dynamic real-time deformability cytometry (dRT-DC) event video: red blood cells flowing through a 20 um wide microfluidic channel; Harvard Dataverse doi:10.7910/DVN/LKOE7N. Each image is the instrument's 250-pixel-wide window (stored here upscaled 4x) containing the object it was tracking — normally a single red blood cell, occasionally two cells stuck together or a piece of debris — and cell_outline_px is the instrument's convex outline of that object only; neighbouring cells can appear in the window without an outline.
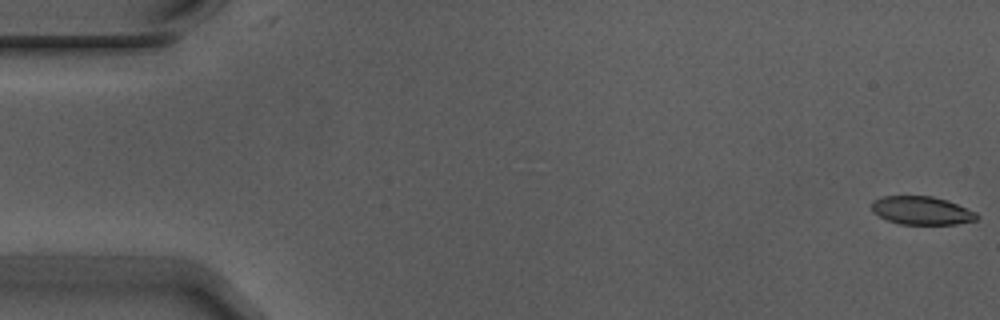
{"species": "Egyptian fruit bat (a non-hibernating species)", "species_latin": "Rousettus aegyptiacus", "temperature_condition": "warm", "stored_images_in_passage": 7, "camera_frame_rate_fps": 3000, "um_per_image_px": 0.085, "animal": {"sex": "male"}, "frame": {"image": 1, "passage_image": 1, "time_ms": 0.0, "image_size_px": [1000, 320], "cell_outline_px": [[980, 216], [976, 220], [956, 224], [900, 224], [888, 220], [872, 212], [872, 200], [884, 196], [932, 196], [948, 200], [976, 212]], "centroid_in_image_um": [78.35, 17.89], "position_along_channel_um": 6.6, "area_um2": 17.34}}
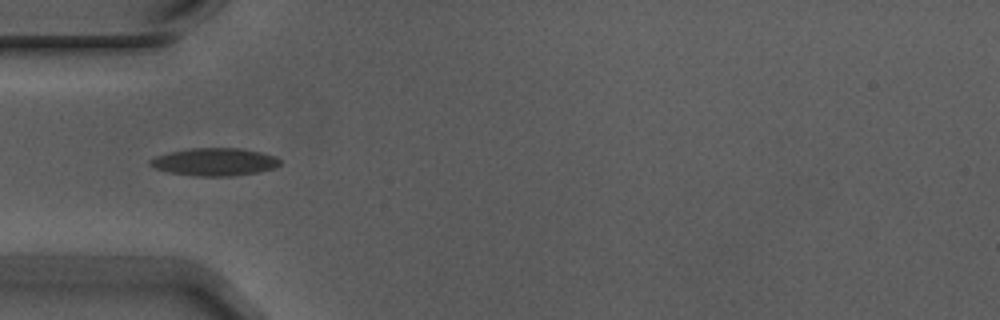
{"frame": {"image": 2, "passage_image": 5, "time_ms": 1.333, "image_size_px": [1000, 320], "cell_outline_px": [[280, 164], [276, 168], [256, 172], [232, 176], [196, 176], [168, 172], [156, 168], [148, 164], [148, 160], [156, 156], [168, 152], [192, 148], [240, 148], [260, 152], [276, 156], [280, 160]], "centroid_in_image_um": [18.23, 13.76], "position_along_channel_um": 66.8, "area_um2": 20.98}}
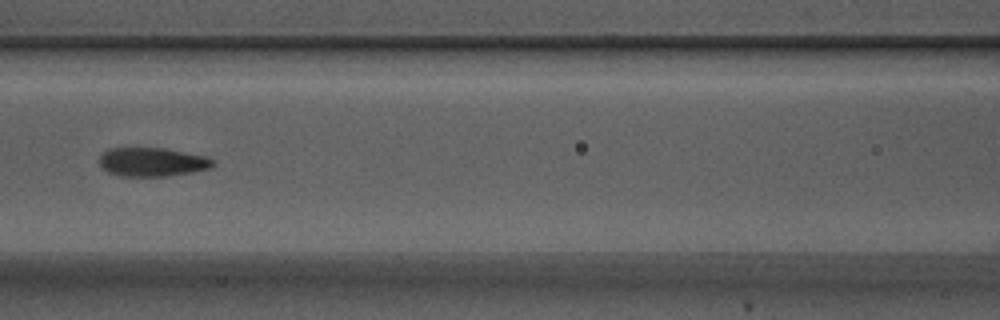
{"frame": {"image": 3, "passage_image": 7, "time_ms": 2.0, "image_size_px": [1000, 320], "cell_outline_px": [[216, 164], [212, 168], [192, 172], [168, 176], [120, 176], [108, 172], [100, 164], [100, 156], [108, 148], [164, 148], [204, 156], [212, 160]], "centroid_in_image_um": [12.95, 13.77], "position_along_channel_um": 153.7, "area_um2": 18.96}}